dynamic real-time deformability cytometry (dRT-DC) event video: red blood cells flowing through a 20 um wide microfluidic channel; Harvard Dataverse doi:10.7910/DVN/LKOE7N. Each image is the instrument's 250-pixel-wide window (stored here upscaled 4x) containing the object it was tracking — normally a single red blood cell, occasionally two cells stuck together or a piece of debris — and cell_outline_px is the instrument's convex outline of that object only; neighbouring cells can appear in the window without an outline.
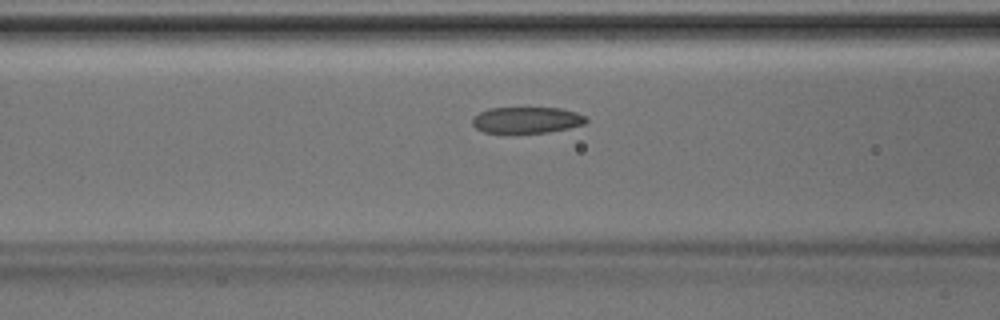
{"species": "Egyptian fruit bat (a non-hibernating species)", "species_latin": "Rousettus aegyptiacus", "temperature_condition": "room temperature", "stored_images_in_passage": 36, "camera_frame_rate_fps": 3000, "um_per_image_px": 0.085, "animal": {"sex": "male"}, "frame": {"image": 1, "passage_image": 15, "time_ms": 4.667, "image_size_px": [1000, 320], "cell_outline_px": [[588, 120], [584, 124], [568, 128], [548, 132], [512, 136], [484, 132], [476, 128], [472, 124], [472, 116], [488, 108], [560, 108], [576, 112], [588, 116]], "centroid_in_image_um": [44.73, 10.25], "position_along_channel_um": 121.9, "area_um2": 18.26}}
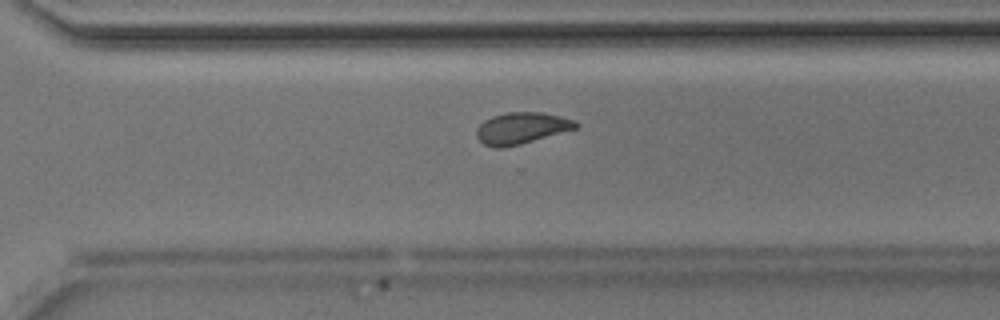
{"frame": {"image": 2, "passage_image": 29, "time_ms": 9.333, "image_size_px": [1000, 320], "cell_outline_px": [[580, 124], [576, 128], [520, 144], [504, 148], [496, 148], [484, 144], [476, 136], [476, 128], [484, 120], [492, 116], [508, 112], [540, 112], [560, 116], [576, 120]], "centroid_in_image_um": [44.31, 10.88], "position_along_channel_um": 326.3, "area_um2": 18.15}}
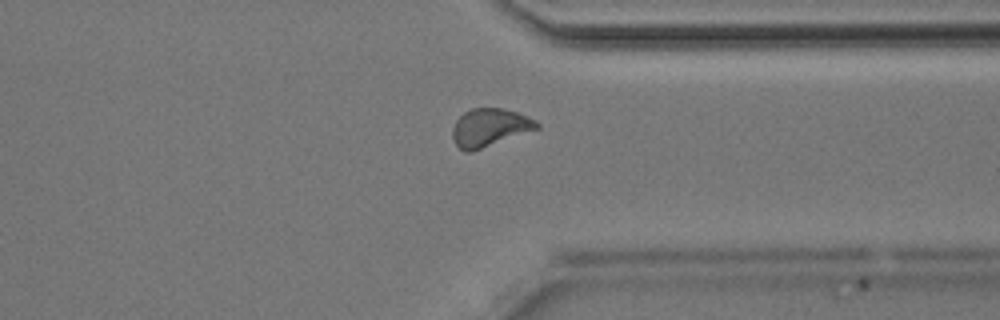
{"frame": {"image": 3, "passage_image": 32, "time_ms": 10.333, "image_size_px": [1000, 320], "cell_outline_px": [[540, 128], [472, 152], [464, 152], [456, 144], [452, 136], [452, 128], [456, 120], [464, 112], [472, 108], [504, 108], [516, 112], [536, 120], [540, 124]], "centroid_in_image_um": [41.62, 10.84], "position_along_channel_um": 369.8, "area_um2": 18.73}}